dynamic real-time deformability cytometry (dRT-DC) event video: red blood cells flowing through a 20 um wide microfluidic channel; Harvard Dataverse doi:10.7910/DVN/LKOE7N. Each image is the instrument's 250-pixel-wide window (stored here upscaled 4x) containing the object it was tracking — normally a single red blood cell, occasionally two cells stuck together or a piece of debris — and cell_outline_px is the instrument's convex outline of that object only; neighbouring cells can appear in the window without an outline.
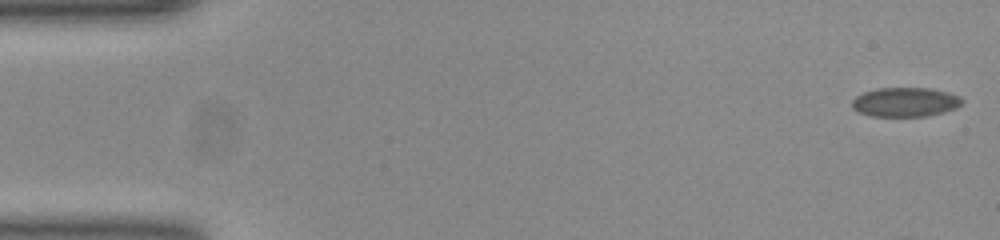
{"species": "common noctule bat (a hibernating species)", "species_latin": "Nyctalus noctula", "temperature_condition": "room temperature", "stored_images_in_passage": 14, "camera_frame_rate_fps": 3000, "um_per_image_px": 0.085, "animal": {"sex": "female", "body_mass_g": 23.0, "forearm_length_mm": 53.4}, "frame": {"image": 1, "passage_image": 1, "time_ms": 0.0, "image_size_px": [1000, 240], "cell_outline_px": [[964, 100], [956, 108], [924, 116], [872, 116], [860, 112], [852, 108], [852, 100], [856, 96], [864, 92], [876, 88], [928, 88], [948, 92], [960, 96]], "centroid_in_image_um": [76.93, 8.66], "position_along_channel_um": 8.1, "area_um2": 18.61}}